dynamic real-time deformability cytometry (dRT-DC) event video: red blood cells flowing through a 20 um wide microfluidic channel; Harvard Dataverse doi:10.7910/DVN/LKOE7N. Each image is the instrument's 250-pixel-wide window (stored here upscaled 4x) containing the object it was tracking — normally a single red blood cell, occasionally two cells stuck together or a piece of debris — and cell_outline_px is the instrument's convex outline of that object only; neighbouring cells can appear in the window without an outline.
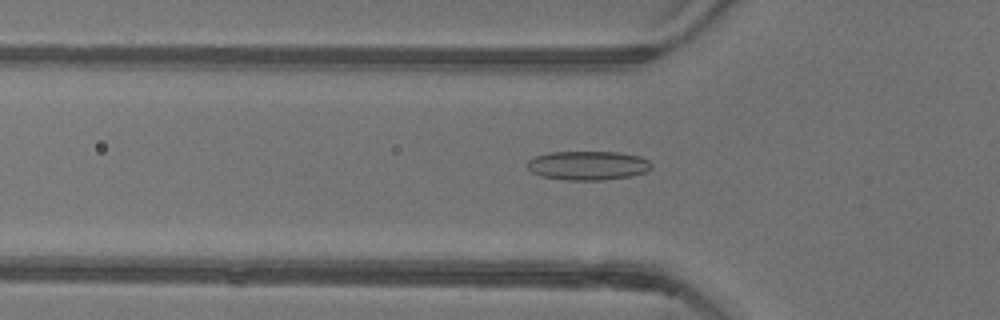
{"species": "common noctule bat (a hibernating species)", "species_latin": "Nyctalus noctula", "temperature_condition": "warm", "stored_images_in_passage": 53, "camera_frame_rate_fps": 3000, "um_per_image_px": 0.085, "animal": {"sex": "female"}, "frame": {"image": 1, "passage_image": 18, "time_ms": 5.667, "image_size_px": [1000, 320], "cell_outline_px": [[652, 168], [644, 172], [632, 176], [604, 180], [568, 180], [544, 176], [532, 172], [528, 168], [528, 160], [536, 156], [548, 152], [616, 152], [640, 156], [648, 160], [652, 164]], "centroid_in_image_um": [50.0, 14.06], "position_along_channel_um": 75.8, "area_um2": 20.92}}
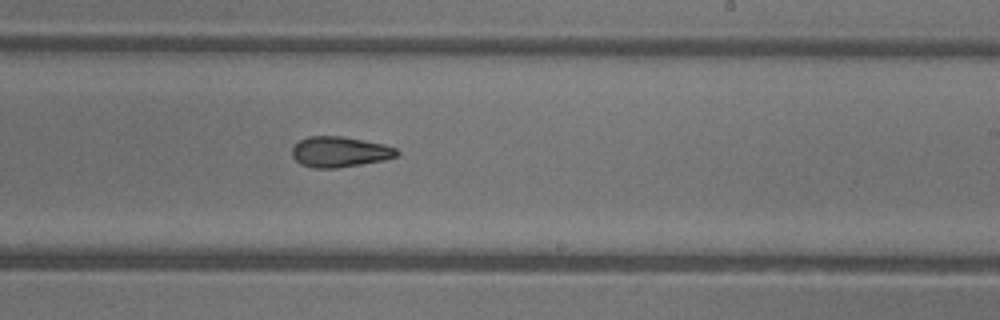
{"frame": {"image": 2, "passage_image": 32, "time_ms": 10.333, "image_size_px": [1000, 320], "cell_outline_px": [[400, 152], [396, 156], [384, 160], [336, 168], [312, 168], [300, 164], [292, 156], [292, 148], [300, 140], [308, 136], [344, 136], [384, 144], [396, 148]], "centroid_in_image_um": [28.87, 12.9], "position_along_channel_um": 260.1, "area_um2": 18.67}}
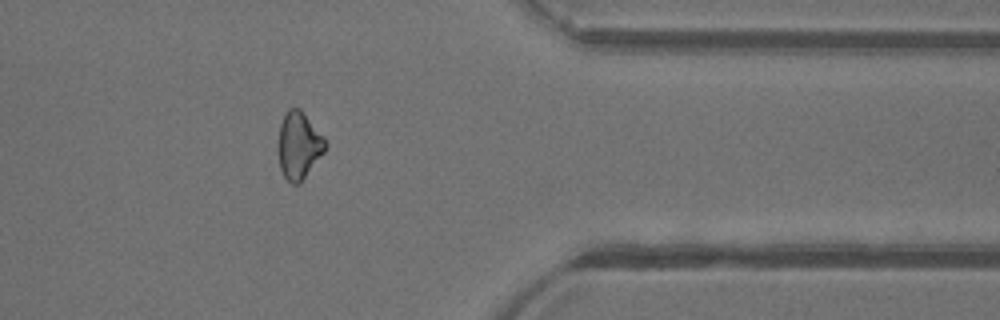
{"frame": {"image": 3, "passage_image": 43, "time_ms": 14.0, "image_size_px": [1000, 320], "cell_outline_px": [[328, 148], [300, 184], [292, 184], [284, 176], [280, 168], [276, 148], [276, 144], [280, 124], [288, 108], [300, 108], [304, 112], [324, 136], [328, 144]], "centroid_in_image_um": [25.4, 12.36], "position_along_channel_um": 386.0, "area_um2": 19.07}, "authors_computed_cell_mechanics": {"area_um2": 19.1318, "velocity_mm_per_s": 3.9281, "shape_relaxation_time_tau1_ms": 7.3263, "shape_relaxation_time_tau2_ms": 3.3067, "deformation_change_tau1": 0.1672, "deformation_change_tau2": 0.1122}}